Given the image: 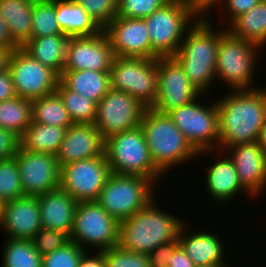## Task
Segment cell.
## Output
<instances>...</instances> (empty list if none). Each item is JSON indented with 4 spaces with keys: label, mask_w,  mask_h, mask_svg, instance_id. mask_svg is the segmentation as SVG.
Here are the masks:
<instances>
[{
    "label": "cell",
    "mask_w": 266,
    "mask_h": 267,
    "mask_svg": "<svg viewBox=\"0 0 266 267\" xmlns=\"http://www.w3.org/2000/svg\"><path fill=\"white\" fill-rule=\"evenodd\" d=\"M262 89V90H261ZM219 113L218 150L258 140L266 119V87L230 90L216 99Z\"/></svg>",
    "instance_id": "cell-1"
},
{
    "label": "cell",
    "mask_w": 266,
    "mask_h": 267,
    "mask_svg": "<svg viewBox=\"0 0 266 267\" xmlns=\"http://www.w3.org/2000/svg\"><path fill=\"white\" fill-rule=\"evenodd\" d=\"M214 27V21L197 20L187 30L173 56L183 67L191 84L204 95L212 94L210 91L216 80L219 39L226 31V27H216L217 30Z\"/></svg>",
    "instance_id": "cell-2"
},
{
    "label": "cell",
    "mask_w": 266,
    "mask_h": 267,
    "mask_svg": "<svg viewBox=\"0 0 266 267\" xmlns=\"http://www.w3.org/2000/svg\"><path fill=\"white\" fill-rule=\"evenodd\" d=\"M158 196L131 217L120 222L118 246L130 252L149 254L159 245L179 237L184 218L160 209Z\"/></svg>",
    "instance_id": "cell-3"
},
{
    "label": "cell",
    "mask_w": 266,
    "mask_h": 267,
    "mask_svg": "<svg viewBox=\"0 0 266 267\" xmlns=\"http://www.w3.org/2000/svg\"><path fill=\"white\" fill-rule=\"evenodd\" d=\"M140 127L144 132L151 159L165 176L173 166H181L198 159V152L187 141L167 113L146 107Z\"/></svg>",
    "instance_id": "cell-4"
},
{
    "label": "cell",
    "mask_w": 266,
    "mask_h": 267,
    "mask_svg": "<svg viewBox=\"0 0 266 267\" xmlns=\"http://www.w3.org/2000/svg\"><path fill=\"white\" fill-rule=\"evenodd\" d=\"M262 48L245 39L231 35L227 30L219 39L216 61V80L227 85V90H251L255 67ZM230 87V89H229Z\"/></svg>",
    "instance_id": "cell-5"
},
{
    "label": "cell",
    "mask_w": 266,
    "mask_h": 267,
    "mask_svg": "<svg viewBox=\"0 0 266 267\" xmlns=\"http://www.w3.org/2000/svg\"><path fill=\"white\" fill-rule=\"evenodd\" d=\"M105 156L111 173L139 175L150 179L154 184L163 175L154 165L144 132L137 128L114 134L105 139Z\"/></svg>",
    "instance_id": "cell-6"
},
{
    "label": "cell",
    "mask_w": 266,
    "mask_h": 267,
    "mask_svg": "<svg viewBox=\"0 0 266 267\" xmlns=\"http://www.w3.org/2000/svg\"><path fill=\"white\" fill-rule=\"evenodd\" d=\"M143 19L150 34L151 59L173 57L185 33L197 21L184 0H169Z\"/></svg>",
    "instance_id": "cell-7"
},
{
    "label": "cell",
    "mask_w": 266,
    "mask_h": 267,
    "mask_svg": "<svg viewBox=\"0 0 266 267\" xmlns=\"http://www.w3.org/2000/svg\"><path fill=\"white\" fill-rule=\"evenodd\" d=\"M156 187L150 179L139 175L111 173L100 191L97 202L110 216L121 222L155 198Z\"/></svg>",
    "instance_id": "cell-8"
},
{
    "label": "cell",
    "mask_w": 266,
    "mask_h": 267,
    "mask_svg": "<svg viewBox=\"0 0 266 267\" xmlns=\"http://www.w3.org/2000/svg\"><path fill=\"white\" fill-rule=\"evenodd\" d=\"M204 96L207 95L201 94L192 102L167 113L197 152L218 150L220 138L216 100L205 105L200 102Z\"/></svg>",
    "instance_id": "cell-9"
},
{
    "label": "cell",
    "mask_w": 266,
    "mask_h": 267,
    "mask_svg": "<svg viewBox=\"0 0 266 267\" xmlns=\"http://www.w3.org/2000/svg\"><path fill=\"white\" fill-rule=\"evenodd\" d=\"M120 222L97 202H78L70 240L82 249L103 251L118 245Z\"/></svg>",
    "instance_id": "cell-10"
},
{
    "label": "cell",
    "mask_w": 266,
    "mask_h": 267,
    "mask_svg": "<svg viewBox=\"0 0 266 267\" xmlns=\"http://www.w3.org/2000/svg\"><path fill=\"white\" fill-rule=\"evenodd\" d=\"M110 88L130 94L146 107L157 97V58L115 56L110 69Z\"/></svg>",
    "instance_id": "cell-11"
},
{
    "label": "cell",
    "mask_w": 266,
    "mask_h": 267,
    "mask_svg": "<svg viewBox=\"0 0 266 267\" xmlns=\"http://www.w3.org/2000/svg\"><path fill=\"white\" fill-rule=\"evenodd\" d=\"M110 174V166L104 152L101 156L60 167L59 187L77 202L97 201Z\"/></svg>",
    "instance_id": "cell-12"
},
{
    "label": "cell",
    "mask_w": 266,
    "mask_h": 267,
    "mask_svg": "<svg viewBox=\"0 0 266 267\" xmlns=\"http://www.w3.org/2000/svg\"><path fill=\"white\" fill-rule=\"evenodd\" d=\"M18 97L33 101L56 91L60 76L22 47L11 56L8 68Z\"/></svg>",
    "instance_id": "cell-13"
},
{
    "label": "cell",
    "mask_w": 266,
    "mask_h": 267,
    "mask_svg": "<svg viewBox=\"0 0 266 267\" xmlns=\"http://www.w3.org/2000/svg\"><path fill=\"white\" fill-rule=\"evenodd\" d=\"M146 106L130 94L110 89L97 103L94 124L105 140L140 126Z\"/></svg>",
    "instance_id": "cell-14"
},
{
    "label": "cell",
    "mask_w": 266,
    "mask_h": 267,
    "mask_svg": "<svg viewBox=\"0 0 266 267\" xmlns=\"http://www.w3.org/2000/svg\"><path fill=\"white\" fill-rule=\"evenodd\" d=\"M157 70V97L152 106L156 111L168 113L192 102L201 95L174 57L157 58Z\"/></svg>",
    "instance_id": "cell-15"
},
{
    "label": "cell",
    "mask_w": 266,
    "mask_h": 267,
    "mask_svg": "<svg viewBox=\"0 0 266 267\" xmlns=\"http://www.w3.org/2000/svg\"><path fill=\"white\" fill-rule=\"evenodd\" d=\"M24 196L38 197L60 186V166L54 154L32 152L19 146L15 155Z\"/></svg>",
    "instance_id": "cell-16"
},
{
    "label": "cell",
    "mask_w": 266,
    "mask_h": 267,
    "mask_svg": "<svg viewBox=\"0 0 266 267\" xmlns=\"http://www.w3.org/2000/svg\"><path fill=\"white\" fill-rule=\"evenodd\" d=\"M114 57L104 31L94 36L69 37L63 70L110 72Z\"/></svg>",
    "instance_id": "cell-17"
},
{
    "label": "cell",
    "mask_w": 266,
    "mask_h": 267,
    "mask_svg": "<svg viewBox=\"0 0 266 267\" xmlns=\"http://www.w3.org/2000/svg\"><path fill=\"white\" fill-rule=\"evenodd\" d=\"M103 31L114 56L151 59L150 34L144 19L116 16Z\"/></svg>",
    "instance_id": "cell-18"
},
{
    "label": "cell",
    "mask_w": 266,
    "mask_h": 267,
    "mask_svg": "<svg viewBox=\"0 0 266 267\" xmlns=\"http://www.w3.org/2000/svg\"><path fill=\"white\" fill-rule=\"evenodd\" d=\"M232 160L239 183L252 199L266 189V152L258 142L233 145L224 150Z\"/></svg>",
    "instance_id": "cell-19"
},
{
    "label": "cell",
    "mask_w": 266,
    "mask_h": 267,
    "mask_svg": "<svg viewBox=\"0 0 266 267\" xmlns=\"http://www.w3.org/2000/svg\"><path fill=\"white\" fill-rule=\"evenodd\" d=\"M217 154H215V153ZM224 155H223V154ZM216 155L213 164L206 169L205 189L207 196L209 195L213 203L227 204L233 200L236 201L237 196L246 194L249 199L252 197L239 183L235 166L230 157L221 150H207L198 152V156ZM209 193V194H208ZM235 198V199H234Z\"/></svg>",
    "instance_id": "cell-20"
},
{
    "label": "cell",
    "mask_w": 266,
    "mask_h": 267,
    "mask_svg": "<svg viewBox=\"0 0 266 267\" xmlns=\"http://www.w3.org/2000/svg\"><path fill=\"white\" fill-rule=\"evenodd\" d=\"M41 228L38 197L24 196L4 202L0 230L5 237L32 240Z\"/></svg>",
    "instance_id": "cell-21"
},
{
    "label": "cell",
    "mask_w": 266,
    "mask_h": 267,
    "mask_svg": "<svg viewBox=\"0 0 266 267\" xmlns=\"http://www.w3.org/2000/svg\"><path fill=\"white\" fill-rule=\"evenodd\" d=\"M105 140L94 123L72 124L66 129L56 158L60 167L71 162L101 156Z\"/></svg>",
    "instance_id": "cell-22"
},
{
    "label": "cell",
    "mask_w": 266,
    "mask_h": 267,
    "mask_svg": "<svg viewBox=\"0 0 266 267\" xmlns=\"http://www.w3.org/2000/svg\"><path fill=\"white\" fill-rule=\"evenodd\" d=\"M188 221L179 233V245L193 261L195 267L207 265H227L224 244L216 232L191 230ZM191 232V233H190Z\"/></svg>",
    "instance_id": "cell-23"
},
{
    "label": "cell",
    "mask_w": 266,
    "mask_h": 267,
    "mask_svg": "<svg viewBox=\"0 0 266 267\" xmlns=\"http://www.w3.org/2000/svg\"><path fill=\"white\" fill-rule=\"evenodd\" d=\"M38 201L42 227L70 237L78 202L60 187L38 196Z\"/></svg>",
    "instance_id": "cell-24"
},
{
    "label": "cell",
    "mask_w": 266,
    "mask_h": 267,
    "mask_svg": "<svg viewBox=\"0 0 266 267\" xmlns=\"http://www.w3.org/2000/svg\"><path fill=\"white\" fill-rule=\"evenodd\" d=\"M55 14L67 37L98 35L103 29L74 0H55Z\"/></svg>",
    "instance_id": "cell-25"
},
{
    "label": "cell",
    "mask_w": 266,
    "mask_h": 267,
    "mask_svg": "<svg viewBox=\"0 0 266 267\" xmlns=\"http://www.w3.org/2000/svg\"><path fill=\"white\" fill-rule=\"evenodd\" d=\"M68 39L69 37L63 34L34 37L29 39L22 48L60 76L66 63Z\"/></svg>",
    "instance_id": "cell-26"
},
{
    "label": "cell",
    "mask_w": 266,
    "mask_h": 267,
    "mask_svg": "<svg viewBox=\"0 0 266 267\" xmlns=\"http://www.w3.org/2000/svg\"><path fill=\"white\" fill-rule=\"evenodd\" d=\"M69 90L98 103L111 89L109 72L63 70L59 79Z\"/></svg>",
    "instance_id": "cell-27"
},
{
    "label": "cell",
    "mask_w": 266,
    "mask_h": 267,
    "mask_svg": "<svg viewBox=\"0 0 266 267\" xmlns=\"http://www.w3.org/2000/svg\"><path fill=\"white\" fill-rule=\"evenodd\" d=\"M35 0H0V16L8 25L13 41L22 47L31 39Z\"/></svg>",
    "instance_id": "cell-28"
},
{
    "label": "cell",
    "mask_w": 266,
    "mask_h": 267,
    "mask_svg": "<svg viewBox=\"0 0 266 267\" xmlns=\"http://www.w3.org/2000/svg\"><path fill=\"white\" fill-rule=\"evenodd\" d=\"M226 30L233 36L266 46V2L260 1L252 10L236 17Z\"/></svg>",
    "instance_id": "cell-29"
},
{
    "label": "cell",
    "mask_w": 266,
    "mask_h": 267,
    "mask_svg": "<svg viewBox=\"0 0 266 267\" xmlns=\"http://www.w3.org/2000/svg\"><path fill=\"white\" fill-rule=\"evenodd\" d=\"M65 133L64 127L31 122L20 137V146L27 151L56 155Z\"/></svg>",
    "instance_id": "cell-30"
},
{
    "label": "cell",
    "mask_w": 266,
    "mask_h": 267,
    "mask_svg": "<svg viewBox=\"0 0 266 267\" xmlns=\"http://www.w3.org/2000/svg\"><path fill=\"white\" fill-rule=\"evenodd\" d=\"M32 122V101L14 97L0 102V127L15 133L19 138Z\"/></svg>",
    "instance_id": "cell-31"
},
{
    "label": "cell",
    "mask_w": 266,
    "mask_h": 267,
    "mask_svg": "<svg viewBox=\"0 0 266 267\" xmlns=\"http://www.w3.org/2000/svg\"><path fill=\"white\" fill-rule=\"evenodd\" d=\"M32 122L65 129L73 124L61 97L56 92L32 101Z\"/></svg>",
    "instance_id": "cell-32"
},
{
    "label": "cell",
    "mask_w": 266,
    "mask_h": 267,
    "mask_svg": "<svg viewBox=\"0 0 266 267\" xmlns=\"http://www.w3.org/2000/svg\"><path fill=\"white\" fill-rule=\"evenodd\" d=\"M2 249V267H42V256L30 239L6 238Z\"/></svg>",
    "instance_id": "cell-33"
},
{
    "label": "cell",
    "mask_w": 266,
    "mask_h": 267,
    "mask_svg": "<svg viewBox=\"0 0 266 267\" xmlns=\"http://www.w3.org/2000/svg\"><path fill=\"white\" fill-rule=\"evenodd\" d=\"M62 99L73 124L94 123L97 114V103L69 90L60 80L56 91Z\"/></svg>",
    "instance_id": "cell-34"
},
{
    "label": "cell",
    "mask_w": 266,
    "mask_h": 267,
    "mask_svg": "<svg viewBox=\"0 0 266 267\" xmlns=\"http://www.w3.org/2000/svg\"><path fill=\"white\" fill-rule=\"evenodd\" d=\"M63 34L55 14V0H35L31 38Z\"/></svg>",
    "instance_id": "cell-35"
},
{
    "label": "cell",
    "mask_w": 266,
    "mask_h": 267,
    "mask_svg": "<svg viewBox=\"0 0 266 267\" xmlns=\"http://www.w3.org/2000/svg\"><path fill=\"white\" fill-rule=\"evenodd\" d=\"M24 197L16 157L0 160V198L4 201Z\"/></svg>",
    "instance_id": "cell-36"
},
{
    "label": "cell",
    "mask_w": 266,
    "mask_h": 267,
    "mask_svg": "<svg viewBox=\"0 0 266 267\" xmlns=\"http://www.w3.org/2000/svg\"><path fill=\"white\" fill-rule=\"evenodd\" d=\"M86 250L74 241L42 256V267H78Z\"/></svg>",
    "instance_id": "cell-37"
},
{
    "label": "cell",
    "mask_w": 266,
    "mask_h": 267,
    "mask_svg": "<svg viewBox=\"0 0 266 267\" xmlns=\"http://www.w3.org/2000/svg\"><path fill=\"white\" fill-rule=\"evenodd\" d=\"M169 0H118L117 17L143 19L152 15Z\"/></svg>",
    "instance_id": "cell-38"
},
{
    "label": "cell",
    "mask_w": 266,
    "mask_h": 267,
    "mask_svg": "<svg viewBox=\"0 0 266 267\" xmlns=\"http://www.w3.org/2000/svg\"><path fill=\"white\" fill-rule=\"evenodd\" d=\"M106 267H150L148 254L121 249L118 245L102 251Z\"/></svg>",
    "instance_id": "cell-39"
},
{
    "label": "cell",
    "mask_w": 266,
    "mask_h": 267,
    "mask_svg": "<svg viewBox=\"0 0 266 267\" xmlns=\"http://www.w3.org/2000/svg\"><path fill=\"white\" fill-rule=\"evenodd\" d=\"M104 29L116 17L118 0H74Z\"/></svg>",
    "instance_id": "cell-40"
},
{
    "label": "cell",
    "mask_w": 266,
    "mask_h": 267,
    "mask_svg": "<svg viewBox=\"0 0 266 267\" xmlns=\"http://www.w3.org/2000/svg\"><path fill=\"white\" fill-rule=\"evenodd\" d=\"M32 241L36 251L43 256L63 247L70 241V237L66 233L42 227Z\"/></svg>",
    "instance_id": "cell-41"
},
{
    "label": "cell",
    "mask_w": 266,
    "mask_h": 267,
    "mask_svg": "<svg viewBox=\"0 0 266 267\" xmlns=\"http://www.w3.org/2000/svg\"><path fill=\"white\" fill-rule=\"evenodd\" d=\"M225 0H184L185 4L189 8L191 14L197 20H211L213 21V16L211 17L210 12L214 9L222 7ZM220 3V4H218ZM217 5V7H215ZM219 6V7H218ZM212 8V9H211Z\"/></svg>",
    "instance_id": "cell-42"
},
{
    "label": "cell",
    "mask_w": 266,
    "mask_h": 267,
    "mask_svg": "<svg viewBox=\"0 0 266 267\" xmlns=\"http://www.w3.org/2000/svg\"><path fill=\"white\" fill-rule=\"evenodd\" d=\"M261 0H225L222 11L225 12L224 15L226 20L229 21L228 25L238 16L252 10Z\"/></svg>",
    "instance_id": "cell-43"
},
{
    "label": "cell",
    "mask_w": 266,
    "mask_h": 267,
    "mask_svg": "<svg viewBox=\"0 0 266 267\" xmlns=\"http://www.w3.org/2000/svg\"><path fill=\"white\" fill-rule=\"evenodd\" d=\"M179 246L178 238L163 245H159L149 254L150 267H167L174 250Z\"/></svg>",
    "instance_id": "cell-44"
},
{
    "label": "cell",
    "mask_w": 266,
    "mask_h": 267,
    "mask_svg": "<svg viewBox=\"0 0 266 267\" xmlns=\"http://www.w3.org/2000/svg\"><path fill=\"white\" fill-rule=\"evenodd\" d=\"M19 146L20 138L15 133L0 127V160L14 157Z\"/></svg>",
    "instance_id": "cell-45"
},
{
    "label": "cell",
    "mask_w": 266,
    "mask_h": 267,
    "mask_svg": "<svg viewBox=\"0 0 266 267\" xmlns=\"http://www.w3.org/2000/svg\"><path fill=\"white\" fill-rule=\"evenodd\" d=\"M16 91L9 70L0 72V102L16 97Z\"/></svg>",
    "instance_id": "cell-46"
},
{
    "label": "cell",
    "mask_w": 266,
    "mask_h": 267,
    "mask_svg": "<svg viewBox=\"0 0 266 267\" xmlns=\"http://www.w3.org/2000/svg\"><path fill=\"white\" fill-rule=\"evenodd\" d=\"M88 250L86 251L79 263L78 267H106V262L104 258V253L102 251L92 253Z\"/></svg>",
    "instance_id": "cell-47"
},
{
    "label": "cell",
    "mask_w": 266,
    "mask_h": 267,
    "mask_svg": "<svg viewBox=\"0 0 266 267\" xmlns=\"http://www.w3.org/2000/svg\"><path fill=\"white\" fill-rule=\"evenodd\" d=\"M167 267H195L193 261L188 257L179 245L171 255Z\"/></svg>",
    "instance_id": "cell-48"
},
{
    "label": "cell",
    "mask_w": 266,
    "mask_h": 267,
    "mask_svg": "<svg viewBox=\"0 0 266 267\" xmlns=\"http://www.w3.org/2000/svg\"><path fill=\"white\" fill-rule=\"evenodd\" d=\"M0 47L4 48H19V46L13 41L8 25L0 16Z\"/></svg>",
    "instance_id": "cell-49"
},
{
    "label": "cell",
    "mask_w": 266,
    "mask_h": 267,
    "mask_svg": "<svg viewBox=\"0 0 266 267\" xmlns=\"http://www.w3.org/2000/svg\"><path fill=\"white\" fill-rule=\"evenodd\" d=\"M257 142L262 147V149L266 152V119H265L264 125L262 126L259 132Z\"/></svg>",
    "instance_id": "cell-50"
},
{
    "label": "cell",
    "mask_w": 266,
    "mask_h": 267,
    "mask_svg": "<svg viewBox=\"0 0 266 267\" xmlns=\"http://www.w3.org/2000/svg\"><path fill=\"white\" fill-rule=\"evenodd\" d=\"M3 207H4V201L0 198V221L2 219Z\"/></svg>",
    "instance_id": "cell-51"
},
{
    "label": "cell",
    "mask_w": 266,
    "mask_h": 267,
    "mask_svg": "<svg viewBox=\"0 0 266 267\" xmlns=\"http://www.w3.org/2000/svg\"><path fill=\"white\" fill-rule=\"evenodd\" d=\"M230 265L228 264V266L227 265H214V264H212V265H207V266H198V267H229Z\"/></svg>",
    "instance_id": "cell-52"
}]
</instances>
